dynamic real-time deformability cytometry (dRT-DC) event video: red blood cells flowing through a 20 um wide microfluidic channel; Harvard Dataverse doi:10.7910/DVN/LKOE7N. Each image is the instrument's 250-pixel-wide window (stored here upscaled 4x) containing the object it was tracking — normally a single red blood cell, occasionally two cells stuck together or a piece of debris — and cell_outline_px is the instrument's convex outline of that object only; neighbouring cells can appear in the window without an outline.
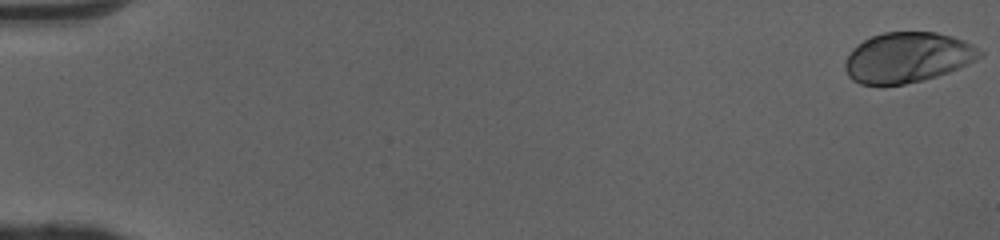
{"species": "human", "species_latin": "Homo sapiens", "temperature_condition": "cold", "stored_images_in_passage": 51, "camera_frame_rate_fps": 3000, "um_per_image_px": 0.085, "donor": {"sex": "female"}, "frame": {"image": 1, "passage_image": 1, "time_ms": 0.0, "image_size_px": [1000, 240], "cell_outline_px": [[984, 56], [976, 60], [948, 72], [924, 80], [904, 84], [860, 84], [852, 80], [848, 76], [844, 68], [844, 64], [852, 48], [856, 44], [872, 36], [884, 32], [936, 32], [952, 36], [964, 40], [972, 44], [984, 52]], "centroid_in_image_um": [77.15, 4.87], "position_along_channel_um": 7.9, "area_um2": 39.54}}
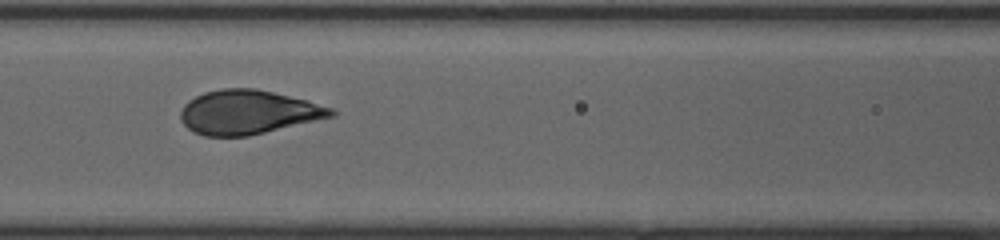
{"frame": {"image": 2, "passage_image": 24, "time_ms": 7.667, "image_size_px": [1000, 240], "cell_outline_px": [[336, 116], [248, 136], [204, 136], [188, 128], [180, 120], [180, 112], [184, 104], [188, 100], [204, 92], [220, 88], [256, 88], [304, 100], [332, 108], [336, 112]], "centroid_in_image_um": [21.06, 9.54], "position_along_channel_um": 145.5, "area_um2": 38.49}}
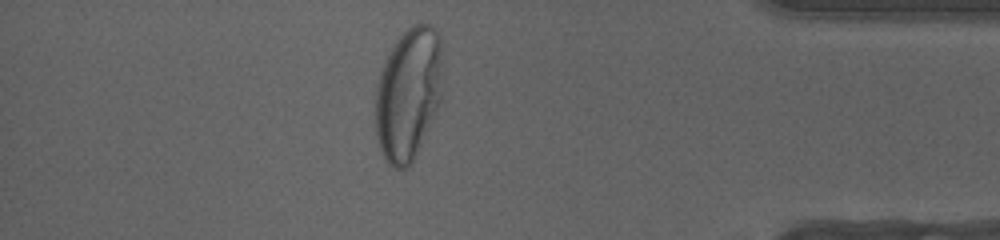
{"frame": {"image": 3, "passage_image": 45, "time_ms": 14.667, "image_size_px": [1000, 240], "cell_outline_px": [[440, 100], [412, 164], [408, 168], [392, 168], [388, 164], [380, 148], [376, 132], [376, 88], [380, 72], [384, 60], [388, 52], [396, 40], [412, 24], [428, 24], [436, 28], [440, 32]], "centroid_in_image_um": [34.68, 7.97], "position_along_channel_um": 400.5, "area_um2": 51.44}, "authors_computed_cell_mechanics": {"area_um2": 39.304, "velocity_mm_per_s": 4.0681, "shape_relaxation_time_tau1_ms": 3.625, "shape_relaxation_time_tau2_ms": null, "deformation_change_tau1": 0.1971, "deformation_change_tau2": null}}